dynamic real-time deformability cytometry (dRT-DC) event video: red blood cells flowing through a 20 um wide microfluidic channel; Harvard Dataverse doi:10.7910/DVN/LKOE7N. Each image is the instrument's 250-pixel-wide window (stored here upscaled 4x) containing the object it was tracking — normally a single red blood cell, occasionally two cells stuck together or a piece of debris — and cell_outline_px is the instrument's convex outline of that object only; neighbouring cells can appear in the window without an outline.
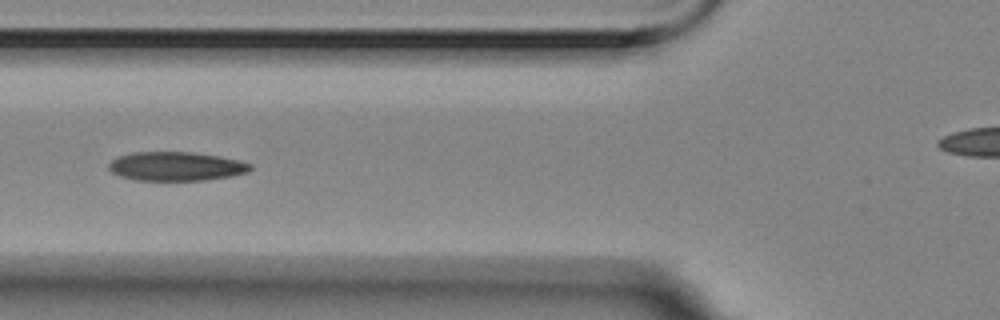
{"species": "Egyptian fruit bat (a non-hibernating species)", "species_latin": "Rousettus aegyptiacus", "temperature_condition": "room temperature", "stored_images_in_passage": 10, "segment_of_instrument_passage": [1, 2], "camera_frame_rate_fps": 3000, "um_per_image_px": 0.085, "animal": {"sex": "female"}, "frame": {"image": 1, "passage_image": 5, "time_ms": 1.333, "image_size_px": [1000, 320], "cell_outline_px": [[252, 168], [248, 172], [232, 176], [204, 180], [136, 180], [120, 176], [112, 172], [108, 168], [108, 164], [116, 156], [132, 152], [192, 152], [240, 160], [252, 164]], "centroid_in_image_um": [14.95, 14.13], "position_along_channel_um": 110.8, "area_um2": 23.93}}
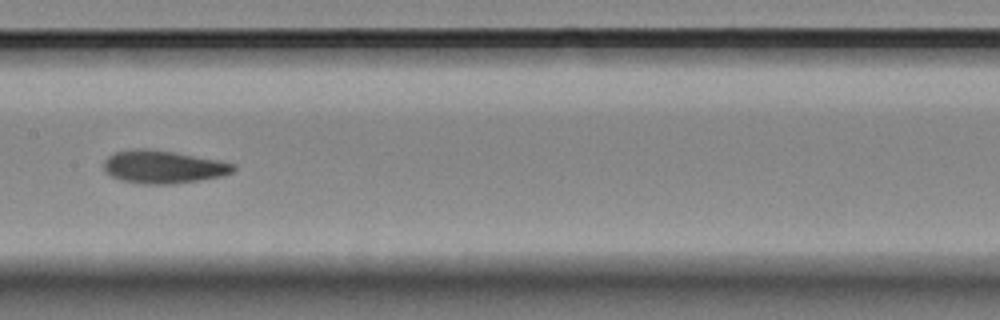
{"frame": {"image": 2, "passage_image": 7, "time_ms": 2.0, "image_size_px": [1000, 320], "cell_outline_px": [[236, 168], [232, 172], [224, 176], [200, 180], [172, 184], [144, 184], [120, 180], [112, 176], [104, 168], [104, 160], [112, 152], [132, 148], [148, 148], [172, 152], [216, 160], [236, 164]], "centroid_in_image_um": [13.85, 14.18], "position_along_channel_um": 193.5, "area_um2": 24.85}}
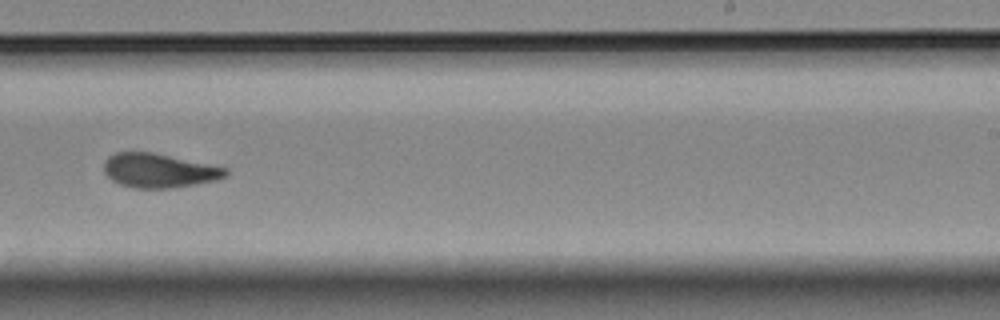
{"frame": {"image": 3, "passage_image": 9, "time_ms": 2.667, "image_size_px": [1000, 320], "cell_outline_px": [[228, 176], [216, 180], [196, 184], [168, 188], [136, 188], [120, 184], [112, 180], [104, 172], [104, 160], [108, 156], [116, 152], [152, 152], [228, 168]], "centroid_in_image_um": [13.51, 14.49], "position_along_channel_um": 275.5, "area_um2": 24.16}}